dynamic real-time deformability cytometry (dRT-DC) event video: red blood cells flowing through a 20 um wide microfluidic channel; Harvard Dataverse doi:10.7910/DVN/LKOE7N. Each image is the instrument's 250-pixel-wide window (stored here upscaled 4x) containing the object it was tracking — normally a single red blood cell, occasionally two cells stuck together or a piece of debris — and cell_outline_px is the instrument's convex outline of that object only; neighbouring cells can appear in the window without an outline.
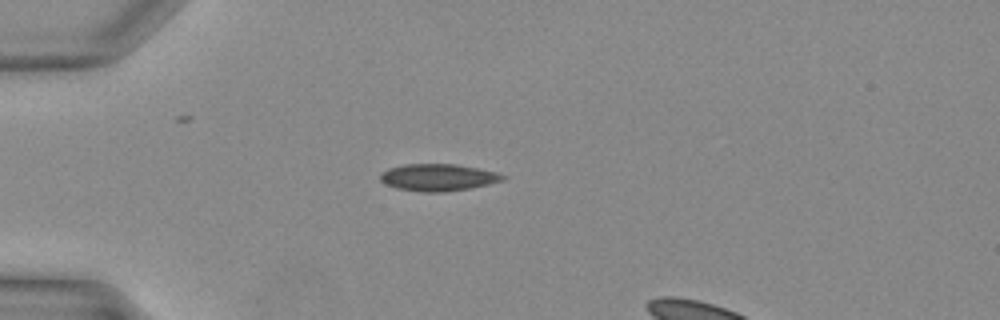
{"species": "Egyptian fruit bat (a non-hibernating species)", "species_latin": "Rousettus aegyptiacus", "temperature_condition": "warm", "stored_images_in_passage": 3, "camera_frame_rate_fps": 3000, "um_per_image_px": 0.085, "animal": {"sex": "female"}, "frame": {"image": 1, "passage_image": 1, "time_ms": 0.0, "image_size_px": [1000, 320], "cell_outline_px": [[504, 180], [488, 184], [468, 188], [444, 192], [420, 192], [396, 188], [384, 184], [380, 180], [380, 172], [388, 168], [404, 164], [456, 164], [496, 172], [504, 176]], "centroid_in_image_um": [37.16, 15.08], "position_along_channel_um": 47.8, "area_um2": 19.25}}